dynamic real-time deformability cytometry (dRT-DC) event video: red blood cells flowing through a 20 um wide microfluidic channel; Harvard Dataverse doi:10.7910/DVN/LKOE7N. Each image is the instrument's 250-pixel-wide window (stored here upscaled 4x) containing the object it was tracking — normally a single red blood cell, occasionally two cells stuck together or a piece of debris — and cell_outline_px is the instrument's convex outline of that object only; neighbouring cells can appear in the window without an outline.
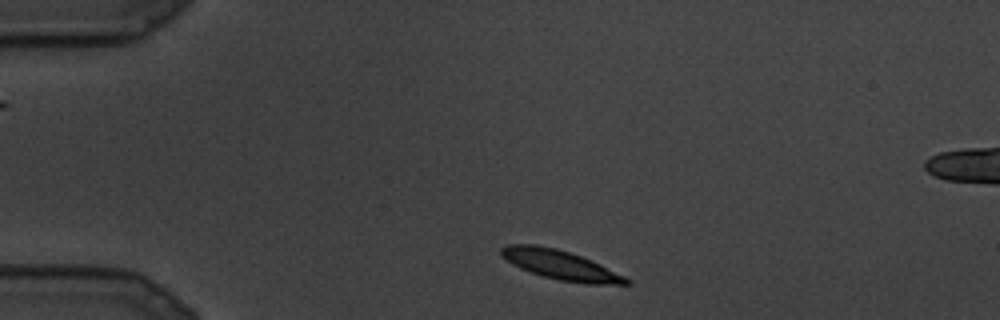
{"species": "common noctule bat (a hibernating species)", "species_latin": "Nyctalus noctula", "temperature_condition": "cold", "stored_images_in_passage": 23, "camera_frame_rate_fps": 3000, "um_per_image_px": 0.085, "animal": {"sex": "male", "body_mass_g": 19.5, "forearm_length_mm": 54.6}, "frame": {"image": 1, "passage_image": 1, "time_ms": 0.0, "image_size_px": [1000, 320], "cell_outline_px": [[632, 284], [584, 284], [560, 280], [544, 276], [520, 268], [512, 264], [500, 256], [500, 248], [504, 244], [536, 244], [556, 248], [592, 260], [632, 280]], "centroid_in_image_um": [47.61, 22.51], "position_along_channel_um": 37.4, "area_um2": 21.44}}
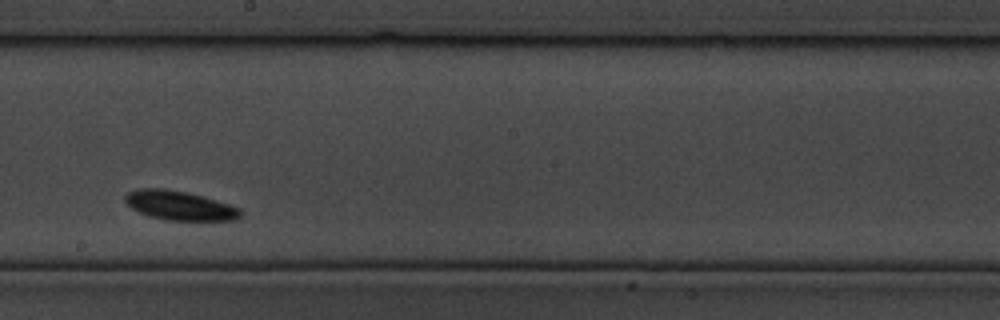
{"frame": {"image": 2, "passage_image": 13, "time_ms": 4.0, "image_size_px": [1000, 320], "cell_outline_px": [[240, 216], [236, 220], [164, 220], [148, 216], [132, 208], [124, 200], [124, 196], [128, 192], [140, 188], [164, 188], [184, 192], [216, 200], [240, 208]], "centroid_in_image_um": [15.23, 17.47], "position_along_channel_um": 233.0, "area_um2": 19.42}}
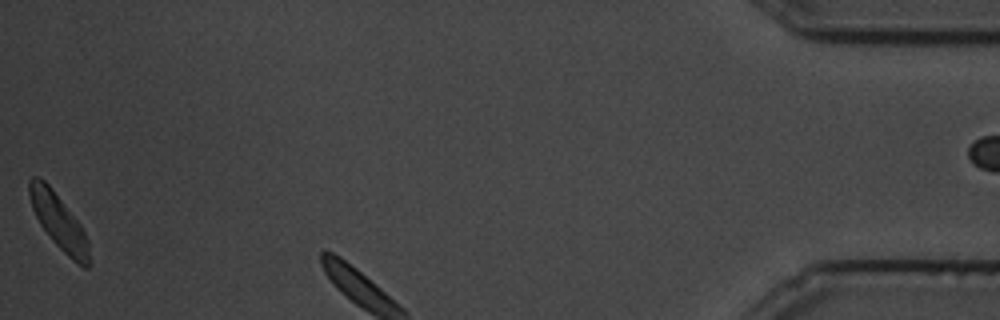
{"frame": {"image": 3, "passage_image": 22, "time_ms": 7.0, "image_size_px": [1000, 320], "cell_outline_px": [[92, 264], [88, 268], [84, 268], [72, 260], [52, 240], [40, 224], [32, 208], [28, 192], [28, 180], [32, 176], [36, 176], [44, 180], [52, 188], [80, 224], [88, 240]], "centroid_in_image_um": [5.01, 18.86], "position_along_channel_um": 430.2, "area_um2": 19.31}}